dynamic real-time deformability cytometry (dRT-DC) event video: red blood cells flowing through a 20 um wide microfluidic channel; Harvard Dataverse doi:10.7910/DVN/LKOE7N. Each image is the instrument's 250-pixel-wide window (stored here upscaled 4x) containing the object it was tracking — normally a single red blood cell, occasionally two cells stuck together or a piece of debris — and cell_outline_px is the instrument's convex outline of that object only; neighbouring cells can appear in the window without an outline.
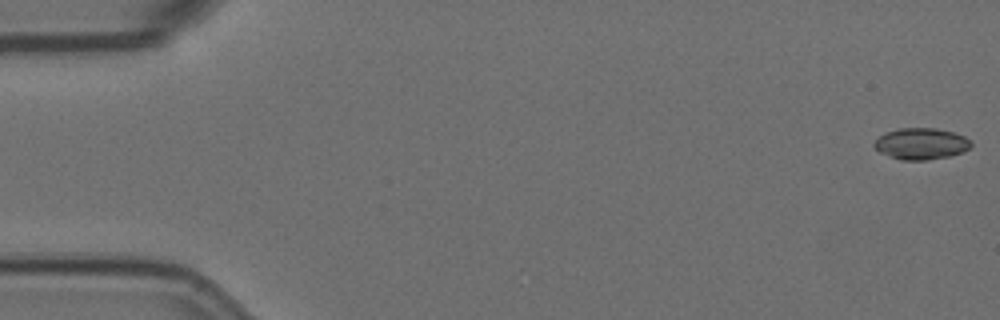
{"species": "Egyptian fruit bat (a non-hibernating species)", "species_latin": "Rousettus aegyptiacus", "temperature_condition": "room temperature", "stored_images_in_passage": 57, "camera_frame_rate_fps": 3000, "um_per_image_px": 0.085, "animal": {"sex": "female"}, "frame": {"image": 1, "passage_image": 1, "time_ms": 0.0, "image_size_px": [1000, 320], "cell_outline_px": [[972, 144], [964, 152], [948, 156], [928, 160], [900, 160], [888, 156], [880, 152], [872, 144], [884, 132], [896, 128], [936, 128], [952, 132], [964, 136], [972, 140]], "centroid_in_image_um": [78.29, 12.21], "position_along_channel_um": 6.7, "area_um2": 17.86}}
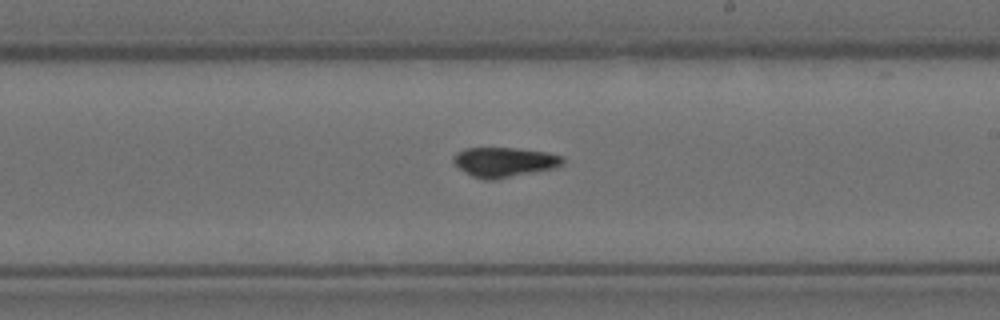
{"frame": {"image": 2, "passage_image": 33, "time_ms": 10.667, "image_size_px": [1000, 320], "cell_outline_px": [[564, 164], [552, 168], [496, 180], [484, 180], [472, 176], [460, 168], [452, 160], [452, 156], [456, 152], [464, 148], [516, 148], [548, 152], [564, 156]], "centroid_in_image_um": [42.86, 13.77], "position_along_channel_um": 246.1, "area_um2": 19.02}}
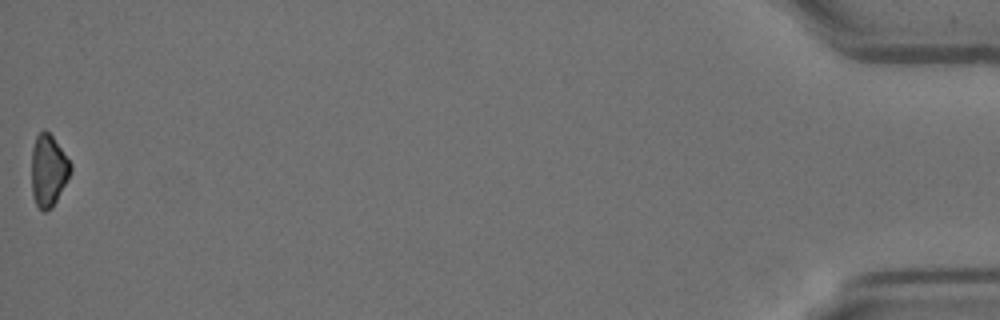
{"frame": {"image": 3, "passage_image": 57, "time_ms": 18.667, "image_size_px": [1000, 320], "cell_outline_px": [[72, 172], [52, 208], [44, 212], [36, 204], [32, 192], [32, 148], [36, 136], [44, 128], [52, 136], [72, 164]], "centroid_in_image_um": [4.12, 14.49], "position_along_channel_um": 431.1, "area_um2": 16.3}, "authors_computed_cell_mechanics": {"area_um2": 18.0914, "velocity_mm_per_s": 3.5819, "shape_relaxation_time_tau1_ms": 4.8848, "shape_relaxation_time_tau2_ms": null, "deformation_change_tau1": 0.122, "deformation_change_tau2": null}}